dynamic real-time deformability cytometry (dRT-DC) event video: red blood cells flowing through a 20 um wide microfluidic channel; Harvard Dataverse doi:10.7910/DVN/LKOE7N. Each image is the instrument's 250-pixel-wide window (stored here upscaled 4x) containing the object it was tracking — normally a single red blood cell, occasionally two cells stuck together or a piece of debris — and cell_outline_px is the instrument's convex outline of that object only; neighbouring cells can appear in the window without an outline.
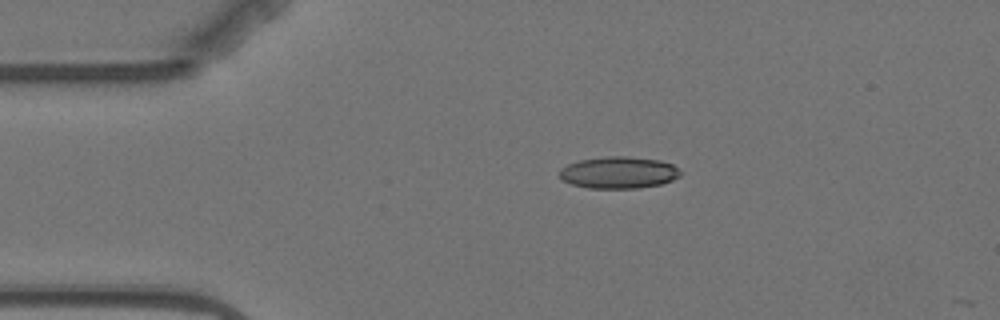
{"species": "Egyptian fruit bat (a non-hibernating species)", "species_latin": "Rousettus aegyptiacus", "temperature_condition": "warm", "stored_images_in_passage": 5, "camera_frame_rate_fps": 3000, "um_per_image_px": 0.085, "animal": {"sex": "female"}, "frame": {"image": 1, "passage_image": 3, "time_ms": 2.333, "image_size_px": [1000, 320], "cell_outline_px": [[680, 176], [672, 180], [660, 184], [636, 188], [588, 188], [572, 184], [564, 180], [560, 176], [560, 168], [568, 164], [580, 160], [608, 156], [628, 156], [660, 160], [672, 164], [680, 172]], "centroid_in_image_um": [52.58, 14.66], "position_along_channel_um": 32.4, "area_um2": 22.25}}
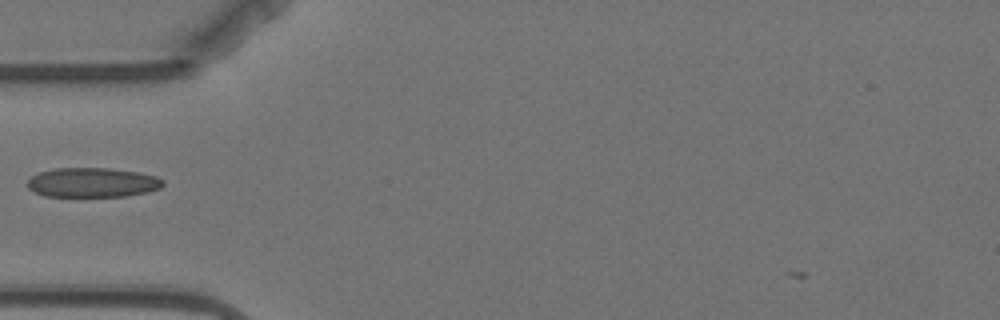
{"frame": {"image": 2, "passage_image": 5, "time_ms": 4.667, "image_size_px": [1000, 320], "cell_outline_px": [[164, 184], [160, 188], [148, 192], [124, 196], [44, 196], [32, 192], [28, 188], [28, 180], [32, 176], [40, 172], [52, 168], [108, 168], [140, 172], [156, 176], [164, 180]], "centroid_in_image_um": [7.86, 15.51], "position_along_channel_um": 77.1, "area_um2": 23.47}}